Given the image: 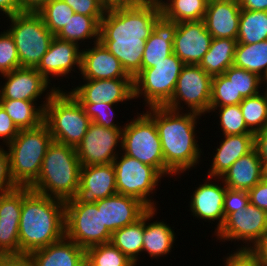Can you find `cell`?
Listing matches in <instances>:
<instances>
[{
  "mask_svg": "<svg viewBox=\"0 0 267 266\" xmlns=\"http://www.w3.org/2000/svg\"><path fill=\"white\" fill-rule=\"evenodd\" d=\"M80 170L76 148L53 141L43 159L40 174L30 189L44 196L67 201L77 192Z\"/></svg>",
  "mask_w": 267,
  "mask_h": 266,
  "instance_id": "4",
  "label": "cell"
},
{
  "mask_svg": "<svg viewBox=\"0 0 267 266\" xmlns=\"http://www.w3.org/2000/svg\"><path fill=\"white\" fill-rule=\"evenodd\" d=\"M263 93L247 97L239 104L247 128L253 133L267 127V88Z\"/></svg>",
  "mask_w": 267,
  "mask_h": 266,
  "instance_id": "37",
  "label": "cell"
},
{
  "mask_svg": "<svg viewBox=\"0 0 267 266\" xmlns=\"http://www.w3.org/2000/svg\"><path fill=\"white\" fill-rule=\"evenodd\" d=\"M207 4L211 1V0H204Z\"/></svg>",
  "mask_w": 267,
  "mask_h": 266,
  "instance_id": "61",
  "label": "cell"
},
{
  "mask_svg": "<svg viewBox=\"0 0 267 266\" xmlns=\"http://www.w3.org/2000/svg\"><path fill=\"white\" fill-rule=\"evenodd\" d=\"M264 84H266L265 88H267V78L265 79Z\"/></svg>",
  "mask_w": 267,
  "mask_h": 266,
  "instance_id": "60",
  "label": "cell"
},
{
  "mask_svg": "<svg viewBox=\"0 0 267 266\" xmlns=\"http://www.w3.org/2000/svg\"><path fill=\"white\" fill-rule=\"evenodd\" d=\"M65 236L86 250L109 243L112 233L103 226L102 207L95 203H65Z\"/></svg>",
  "mask_w": 267,
  "mask_h": 266,
  "instance_id": "11",
  "label": "cell"
},
{
  "mask_svg": "<svg viewBox=\"0 0 267 266\" xmlns=\"http://www.w3.org/2000/svg\"><path fill=\"white\" fill-rule=\"evenodd\" d=\"M54 92H47L40 106L37 102L26 100H0V105L19 130L32 129L43 123L44 108Z\"/></svg>",
  "mask_w": 267,
  "mask_h": 266,
  "instance_id": "30",
  "label": "cell"
},
{
  "mask_svg": "<svg viewBox=\"0 0 267 266\" xmlns=\"http://www.w3.org/2000/svg\"><path fill=\"white\" fill-rule=\"evenodd\" d=\"M116 193V173L113 163L81 166L77 192L65 203L91 204Z\"/></svg>",
  "mask_w": 267,
  "mask_h": 266,
  "instance_id": "15",
  "label": "cell"
},
{
  "mask_svg": "<svg viewBox=\"0 0 267 266\" xmlns=\"http://www.w3.org/2000/svg\"><path fill=\"white\" fill-rule=\"evenodd\" d=\"M212 35L207 31L204 20L177 23L173 42V53L184 63L199 65L208 52Z\"/></svg>",
  "mask_w": 267,
  "mask_h": 266,
  "instance_id": "19",
  "label": "cell"
},
{
  "mask_svg": "<svg viewBox=\"0 0 267 266\" xmlns=\"http://www.w3.org/2000/svg\"><path fill=\"white\" fill-rule=\"evenodd\" d=\"M123 129H112L91 123L82 141L76 147L81 166L113 163L122 151Z\"/></svg>",
  "mask_w": 267,
  "mask_h": 266,
  "instance_id": "14",
  "label": "cell"
},
{
  "mask_svg": "<svg viewBox=\"0 0 267 266\" xmlns=\"http://www.w3.org/2000/svg\"><path fill=\"white\" fill-rule=\"evenodd\" d=\"M250 204L247 191L226 189L224 199L225 219L237 210L243 211Z\"/></svg>",
  "mask_w": 267,
  "mask_h": 266,
  "instance_id": "45",
  "label": "cell"
},
{
  "mask_svg": "<svg viewBox=\"0 0 267 266\" xmlns=\"http://www.w3.org/2000/svg\"><path fill=\"white\" fill-rule=\"evenodd\" d=\"M0 12L3 13V16L5 14L6 18L21 13L22 10L19 0H0Z\"/></svg>",
  "mask_w": 267,
  "mask_h": 266,
  "instance_id": "54",
  "label": "cell"
},
{
  "mask_svg": "<svg viewBox=\"0 0 267 266\" xmlns=\"http://www.w3.org/2000/svg\"><path fill=\"white\" fill-rule=\"evenodd\" d=\"M161 15L176 23L204 20L207 3L204 0H158Z\"/></svg>",
  "mask_w": 267,
  "mask_h": 266,
  "instance_id": "35",
  "label": "cell"
},
{
  "mask_svg": "<svg viewBox=\"0 0 267 266\" xmlns=\"http://www.w3.org/2000/svg\"><path fill=\"white\" fill-rule=\"evenodd\" d=\"M65 236V201L30 191L22 201L20 254L47 247Z\"/></svg>",
  "mask_w": 267,
  "mask_h": 266,
  "instance_id": "3",
  "label": "cell"
},
{
  "mask_svg": "<svg viewBox=\"0 0 267 266\" xmlns=\"http://www.w3.org/2000/svg\"><path fill=\"white\" fill-rule=\"evenodd\" d=\"M244 98L237 93L233 82L225 74L212 77L210 107H222L225 105H237Z\"/></svg>",
  "mask_w": 267,
  "mask_h": 266,
  "instance_id": "41",
  "label": "cell"
},
{
  "mask_svg": "<svg viewBox=\"0 0 267 266\" xmlns=\"http://www.w3.org/2000/svg\"><path fill=\"white\" fill-rule=\"evenodd\" d=\"M224 74L233 82L237 93H240L243 98L259 94L263 91L260 90L262 88L261 84L265 86L261 77L242 68L230 66Z\"/></svg>",
  "mask_w": 267,
  "mask_h": 266,
  "instance_id": "40",
  "label": "cell"
},
{
  "mask_svg": "<svg viewBox=\"0 0 267 266\" xmlns=\"http://www.w3.org/2000/svg\"><path fill=\"white\" fill-rule=\"evenodd\" d=\"M241 9L267 11V0H238Z\"/></svg>",
  "mask_w": 267,
  "mask_h": 266,
  "instance_id": "56",
  "label": "cell"
},
{
  "mask_svg": "<svg viewBox=\"0 0 267 266\" xmlns=\"http://www.w3.org/2000/svg\"><path fill=\"white\" fill-rule=\"evenodd\" d=\"M69 5L74 13L87 16H104L106 9L100 0H63Z\"/></svg>",
  "mask_w": 267,
  "mask_h": 266,
  "instance_id": "47",
  "label": "cell"
},
{
  "mask_svg": "<svg viewBox=\"0 0 267 266\" xmlns=\"http://www.w3.org/2000/svg\"><path fill=\"white\" fill-rule=\"evenodd\" d=\"M92 45L82 49L80 74L83 80L133 79L100 41Z\"/></svg>",
  "mask_w": 267,
  "mask_h": 266,
  "instance_id": "22",
  "label": "cell"
},
{
  "mask_svg": "<svg viewBox=\"0 0 267 266\" xmlns=\"http://www.w3.org/2000/svg\"><path fill=\"white\" fill-rule=\"evenodd\" d=\"M48 30L55 36L74 14L63 0H50L38 12Z\"/></svg>",
  "mask_w": 267,
  "mask_h": 266,
  "instance_id": "38",
  "label": "cell"
},
{
  "mask_svg": "<svg viewBox=\"0 0 267 266\" xmlns=\"http://www.w3.org/2000/svg\"><path fill=\"white\" fill-rule=\"evenodd\" d=\"M5 79L0 87V100H26L36 102L45 92H55L61 88L53 87L36 70V68L20 67L10 73L1 75ZM51 86V87H50ZM50 90H47L48 88Z\"/></svg>",
  "mask_w": 267,
  "mask_h": 266,
  "instance_id": "18",
  "label": "cell"
},
{
  "mask_svg": "<svg viewBox=\"0 0 267 266\" xmlns=\"http://www.w3.org/2000/svg\"><path fill=\"white\" fill-rule=\"evenodd\" d=\"M220 178L228 189L251 190L263 179L262 160L256 149L241 156Z\"/></svg>",
  "mask_w": 267,
  "mask_h": 266,
  "instance_id": "28",
  "label": "cell"
},
{
  "mask_svg": "<svg viewBox=\"0 0 267 266\" xmlns=\"http://www.w3.org/2000/svg\"><path fill=\"white\" fill-rule=\"evenodd\" d=\"M86 255L98 266H136L110 242L87 248Z\"/></svg>",
  "mask_w": 267,
  "mask_h": 266,
  "instance_id": "42",
  "label": "cell"
},
{
  "mask_svg": "<svg viewBox=\"0 0 267 266\" xmlns=\"http://www.w3.org/2000/svg\"><path fill=\"white\" fill-rule=\"evenodd\" d=\"M211 83L212 76L207 74L199 65L185 64L177 79L171 100L164 107L181 111L184 105H187L188 108L184 111L195 112L200 115L209 113ZM181 103H184L182 107Z\"/></svg>",
  "mask_w": 267,
  "mask_h": 266,
  "instance_id": "12",
  "label": "cell"
},
{
  "mask_svg": "<svg viewBox=\"0 0 267 266\" xmlns=\"http://www.w3.org/2000/svg\"><path fill=\"white\" fill-rule=\"evenodd\" d=\"M4 149L0 145V195L18 188L11 176L9 154Z\"/></svg>",
  "mask_w": 267,
  "mask_h": 266,
  "instance_id": "46",
  "label": "cell"
},
{
  "mask_svg": "<svg viewBox=\"0 0 267 266\" xmlns=\"http://www.w3.org/2000/svg\"><path fill=\"white\" fill-rule=\"evenodd\" d=\"M148 109V111H147ZM146 114L155 122L165 161V176H178L201 161L202 149L197 143V120L202 115L174 111L166 107H150Z\"/></svg>",
  "mask_w": 267,
  "mask_h": 266,
  "instance_id": "2",
  "label": "cell"
},
{
  "mask_svg": "<svg viewBox=\"0 0 267 266\" xmlns=\"http://www.w3.org/2000/svg\"><path fill=\"white\" fill-rule=\"evenodd\" d=\"M184 63L173 53L134 79V99L143 96L145 107H164L175 91Z\"/></svg>",
  "mask_w": 267,
  "mask_h": 266,
  "instance_id": "8",
  "label": "cell"
},
{
  "mask_svg": "<svg viewBox=\"0 0 267 266\" xmlns=\"http://www.w3.org/2000/svg\"><path fill=\"white\" fill-rule=\"evenodd\" d=\"M80 46L76 43L60 40L54 37L46 54L42 57L36 70L51 84L54 77H68L71 71H80L81 53ZM75 66H77L75 68ZM74 67V68H73Z\"/></svg>",
  "mask_w": 267,
  "mask_h": 266,
  "instance_id": "21",
  "label": "cell"
},
{
  "mask_svg": "<svg viewBox=\"0 0 267 266\" xmlns=\"http://www.w3.org/2000/svg\"><path fill=\"white\" fill-rule=\"evenodd\" d=\"M124 123L121 153L154 167L165 177V161L155 122L146 114Z\"/></svg>",
  "mask_w": 267,
  "mask_h": 266,
  "instance_id": "9",
  "label": "cell"
},
{
  "mask_svg": "<svg viewBox=\"0 0 267 266\" xmlns=\"http://www.w3.org/2000/svg\"><path fill=\"white\" fill-rule=\"evenodd\" d=\"M43 122L54 142L75 148L92 123L82 105L63 89L55 91L49 98L44 108Z\"/></svg>",
  "mask_w": 267,
  "mask_h": 266,
  "instance_id": "6",
  "label": "cell"
},
{
  "mask_svg": "<svg viewBox=\"0 0 267 266\" xmlns=\"http://www.w3.org/2000/svg\"><path fill=\"white\" fill-rule=\"evenodd\" d=\"M53 142L47 125L20 130L6 147L10 171L18 187H30L38 178L48 147Z\"/></svg>",
  "mask_w": 267,
  "mask_h": 266,
  "instance_id": "5",
  "label": "cell"
},
{
  "mask_svg": "<svg viewBox=\"0 0 267 266\" xmlns=\"http://www.w3.org/2000/svg\"><path fill=\"white\" fill-rule=\"evenodd\" d=\"M83 266H98L86 254L83 261Z\"/></svg>",
  "mask_w": 267,
  "mask_h": 266,
  "instance_id": "58",
  "label": "cell"
},
{
  "mask_svg": "<svg viewBox=\"0 0 267 266\" xmlns=\"http://www.w3.org/2000/svg\"><path fill=\"white\" fill-rule=\"evenodd\" d=\"M102 207L103 226L111 233L135 223L149 209L139 199L116 193L96 203Z\"/></svg>",
  "mask_w": 267,
  "mask_h": 266,
  "instance_id": "23",
  "label": "cell"
},
{
  "mask_svg": "<svg viewBox=\"0 0 267 266\" xmlns=\"http://www.w3.org/2000/svg\"><path fill=\"white\" fill-rule=\"evenodd\" d=\"M30 187L17 189L0 195V255H18L19 222L23 198Z\"/></svg>",
  "mask_w": 267,
  "mask_h": 266,
  "instance_id": "17",
  "label": "cell"
},
{
  "mask_svg": "<svg viewBox=\"0 0 267 266\" xmlns=\"http://www.w3.org/2000/svg\"><path fill=\"white\" fill-rule=\"evenodd\" d=\"M237 44H255L267 40V11L241 9Z\"/></svg>",
  "mask_w": 267,
  "mask_h": 266,
  "instance_id": "36",
  "label": "cell"
},
{
  "mask_svg": "<svg viewBox=\"0 0 267 266\" xmlns=\"http://www.w3.org/2000/svg\"><path fill=\"white\" fill-rule=\"evenodd\" d=\"M254 148L262 161L267 160V127L254 134Z\"/></svg>",
  "mask_w": 267,
  "mask_h": 266,
  "instance_id": "52",
  "label": "cell"
},
{
  "mask_svg": "<svg viewBox=\"0 0 267 266\" xmlns=\"http://www.w3.org/2000/svg\"><path fill=\"white\" fill-rule=\"evenodd\" d=\"M85 114L91 119L92 123L112 129H123L118 123L115 124L113 105L116 104H81Z\"/></svg>",
  "mask_w": 267,
  "mask_h": 266,
  "instance_id": "44",
  "label": "cell"
},
{
  "mask_svg": "<svg viewBox=\"0 0 267 266\" xmlns=\"http://www.w3.org/2000/svg\"><path fill=\"white\" fill-rule=\"evenodd\" d=\"M263 179L267 181V160L262 161Z\"/></svg>",
  "mask_w": 267,
  "mask_h": 266,
  "instance_id": "59",
  "label": "cell"
},
{
  "mask_svg": "<svg viewBox=\"0 0 267 266\" xmlns=\"http://www.w3.org/2000/svg\"><path fill=\"white\" fill-rule=\"evenodd\" d=\"M144 214L135 223L117 229L112 233L111 241L131 262L137 265L142 253L144 241ZM139 258V259H138Z\"/></svg>",
  "mask_w": 267,
  "mask_h": 266,
  "instance_id": "34",
  "label": "cell"
},
{
  "mask_svg": "<svg viewBox=\"0 0 267 266\" xmlns=\"http://www.w3.org/2000/svg\"><path fill=\"white\" fill-rule=\"evenodd\" d=\"M119 154L113 161L117 193L135 197L148 208H156L150 195L156 193V186L163 176L154 167L123 153Z\"/></svg>",
  "mask_w": 267,
  "mask_h": 266,
  "instance_id": "10",
  "label": "cell"
},
{
  "mask_svg": "<svg viewBox=\"0 0 267 266\" xmlns=\"http://www.w3.org/2000/svg\"><path fill=\"white\" fill-rule=\"evenodd\" d=\"M0 266H34L29 254L0 255Z\"/></svg>",
  "mask_w": 267,
  "mask_h": 266,
  "instance_id": "51",
  "label": "cell"
},
{
  "mask_svg": "<svg viewBox=\"0 0 267 266\" xmlns=\"http://www.w3.org/2000/svg\"><path fill=\"white\" fill-rule=\"evenodd\" d=\"M250 250L258 257L262 266H267V232Z\"/></svg>",
  "mask_w": 267,
  "mask_h": 266,
  "instance_id": "53",
  "label": "cell"
},
{
  "mask_svg": "<svg viewBox=\"0 0 267 266\" xmlns=\"http://www.w3.org/2000/svg\"><path fill=\"white\" fill-rule=\"evenodd\" d=\"M241 7L238 0H211L204 22L212 38L237 39Z\"/></svg>",
  "mask_w": 267,
  "mask_h": 266,
  "instance_id": "24",
  "label": "cell"
},
{
  "mask_svg": "<svg viewBox=\"0 0 267 266\" xmlns=\"http://www.w3.org/2000/svg\"><path fill=\"white\" fill-rule=\"evenodd\" d=\"M85 81V82H84ZM69 93L80 104H118L134 99L133 79L83 80Z\"/></svg>",
  "mask_w": 267,
  "mask_h": 266,
  "instance_id": "16",
  "label": "cell"
},
{
  "mask_svg": "<svg viewBox=\"0 0 267 266\" xmlns=\"http://www.w3.org/2000/svg\"><path fill=\"white\" fill-rule=\"evenodd\" d=\"M212 111L219 114L218 126H221L222 135L253 134L247 128L239 104L209 107V113Z\"/></svg>",
  "mask_w": 267,
  "mask_h": 266,
  "instance_id": "39",
  "label": "cell"
},
{
  "mask_svg": "<svg viewBox=\"0 0 267 266\" xmlns=\"http://www.w3.org/2000/svg\"><path fill=\"white\" fill-rule=\"evenodd\" d=\"M232 254L227 255L224 260L225 266H262L258 257L247 249H236Z\"/></svg>",
  "mask_w": 267,
  "mask_h": 266,
  "instance_id": "48",
  "label": "cell"
},
{
  "mask_svg": "<svg viewBox=\"0 0 267 266\" xmlns=\"http://www.w3.org/2000/svg\"><path fill=\"white\" fill-rule=\"evenodd\" d=\"M19 131L12 119L0 105V140H3V145L7 146L13 141Z\"/></svg>",
  "mask_w": 267,
  "mask_h": 266,
  "instance_id": "49",
  "label": "cell"
},
{
  "mask_svg": "<svg viewBox=\"0 0 267 266\" xmlns=\"http://www.w3.org/2000/svg\"><path fill=\"white\" fill-rule=\"evenodd\" d=\"M160 16L158 0H144L135 6L106 10L100 21L99 41L133 79L141 72L146 40Z\"/></svg>",
  "mask_w": 267,
  "mask_h": 266,
  "instance_id": "1",
  "label": "cell"
},
{
  "mask_svg": "<svg viewBox=\"0 0 267 266\" xmlns=\"http://www.w3.org/2000/svg\"><path fill=\"white\" fill-rule=\"evenodd\" d=\"M7 29L13 37L20 67L36 68L55 37L37 12H21L8 16Z\"/></svg>",
  "mask_w": 267,
  "mask_h": 266,
  "instance_id": "7",
  "label": "cell"
},
{
  "mask_svg": "<svg viewBox=\"0 0 267 266\" xmlns=\"http://www.w3.org/2000/svg\"><path fill=\"white\" fill-rule=\"evenodd\" d=\"M104 16H87L78 13H74L71 19L67 22L55 37L76 43L80 46V43L86 42V40H93V42L99 41L100 35V21ZM81 41V42H80Z\"/></svg>",
  "mask_w": 267,
  "mask_h": 266,
  "instance_id": "32",
  "label": "cell"
},
{
  "mask_svg": "<svg viewBox=\"0 0 267 266\" xmlns=\"http://www.w3.org/2000/svg\"><path fill=\"white\" fill-rule=\"evenodd\" d=\"M204 184H199L198 187L191 195L190 211L193 217H196L198 220H204L211 223V221H218L217 227L214 231V234L220 230L225 222V213H224V199L226 194V187L221 178H212L207 176ZM221 181L220 185L217 184Z\"/></svg>",
  "mask_w": 267,
  "mask_h": 266,
  "instance_id": "20",
  "label": "cell"
},
{
  "mask_svg": "<svg viewBox=\"0 0 267 266\" xmlns=\"http://www.w3.org/2000/svg\"><path fill=\"white\" fill-rule=\"evenodd\" d=\"M266 232L267 212L249 204L243 211L237 210L231 213L215 235L219 242L241 240L245 246L242 245L243 247L238 249L250 250Z\"/></svg>",
  "mask_w": 267,
  "mask_h": 266,
  "instance_id": "13",
  "label": "cell"
},
{
  "mask_svg": "<svg viewBox=\"0 0 267 266\" xmlns=\"http://www.w3.org/2000/svg\"><path fill=\"white\" fill-rule=\"evenodd\" d=\"M50 0H19L22 12H38Z\"/></svg>",
  "mask_w": 267,
  "mask_h": 266,
  "instance_id": "57",
  "label": "cell"
},
{
  "mask_svg": "<svg viewBox=\"0 0 267 266\" xmlns=\"http://www.w3.org/2000/svg\"><path fill=\"white\" fill-rule=\"evenodd\" d=\"M216 153L213 156L211 169L208 175L212 178H220L241 156L254 149V134L224 135Z\"/></svg>",
  "mask_w": 267,
  "mask_h": 266,
  "instance_id": "26",
  "label": "cell"
},
{
  "mask_svg": "<svg viewBox=\"0 0 267 266\" xmlns=\"http://www.w3.org/2000/svg\"><path fill=\"white\" fill-rule=\"evenodd\" d=\"M233 66L267 78V40L255 44H237Z\"/></svg>",
  "mask_w": 267,
  "mask_h": 266,
  "instance_id": "33",
  "label": "cell"
},
{
  "mask_svg": "<svg viewBox=\"0 0 267 266\" xmlns=\"http://www.w3.org/2000/svg\"><path fill=\"white\" fill-rule=\"evenodd\" d=\"M144 0H100L101 5L106 9L131 7L140 4Z\"/></svg>",
  "mask_w": 267,
  "mask_h": 266,
  "instance_id": "55",
  "label": "cell"
},
{
  "mask_svg": "<svg viewBox=\"0 0 267 266\" xmlns=\"http://www.w3.org/2000/svg\"><path fill=\"white\" fill-rule=\"evenodd\" d=\"M20 68L17 48L13 37L6 30L0 33V74Z\"/></svg>",
  "mask_w": 267,
  "mask_h": 266,
  "instance_id": "43",
  "label": "cell"
},
{
  "mask_svg": "<svg viewBox=\"0 0 267 266\" xmlns=\"http://www.w3.org/2000/svg\"><path fill=\"white\" fill-rule=\"evenodd\" d=\"M177 23L165 19L162 15L156 20L153 32L147 38L141 62V71L156 66L173 54V42Z\"/></svg>",
  "mask_w": 267,
  "mask_h": 266,
  "instance_id": "25",
  "label": "cell"
},
{
  "mask_svg": "<svg viewBox=\"0 0 267 266\" xmlns=\"http://www.w3.org/2000/svg\"><path fill=\"white\" fill-rule=\"evenodd\" d=\"M250 204L267 212V181L262 179L248 191Z\"/></svg>",
  "mask_w": 267,
  "mask_h": 266,
  "instance_id": "50",
  "label": "cell"
},
{
  "mask_svg": "<svg viewBox=\"0 0 267 266\" xmlns=\"http://www.w3.org/2000/svg\"><path fill=\"white\" fill-rule=\"evenodd\" d=\"M156 212L157 208H149L144 213L142 253L147 252L152 259L169 254L176 240V234L169 224L158 220L147 222L153 219Z\"/></svg>",
  "mask_w": 267,
  "mask_h": 266,
  "instance_id": "29",
  "label": "cell"
},
{
  "mask_svg": "<svg viewBox=\"0 0 267 266\" xmlns=\"http://www.w3.org/2000/svg\"><path fill=\"white\" fill-rule=\"evenodd\" d=\"M236 45V39L212 38L210 48L199 66L212 77L224 74L230 66H233Z\"/></svg>",
  "mask_w": 267,
  "mask_h": 266,
  "instance_id": "31",
  "label": "cell"
},
{
  "mask_svg": "<svg viewBox=\"0 0 267 266\" xmlns=\"http://www.w3.org/2000/svg\"><path fill=\"white\" fill-rule=\"evenodd\" d=\"M86 250L64 236L29 255L34 266H83Z\"/></svg>",
  "mask_w": 267,
  "mask_h": 266,
  "instance_id": "27",
  "label": "cell"
}]
</instances>
